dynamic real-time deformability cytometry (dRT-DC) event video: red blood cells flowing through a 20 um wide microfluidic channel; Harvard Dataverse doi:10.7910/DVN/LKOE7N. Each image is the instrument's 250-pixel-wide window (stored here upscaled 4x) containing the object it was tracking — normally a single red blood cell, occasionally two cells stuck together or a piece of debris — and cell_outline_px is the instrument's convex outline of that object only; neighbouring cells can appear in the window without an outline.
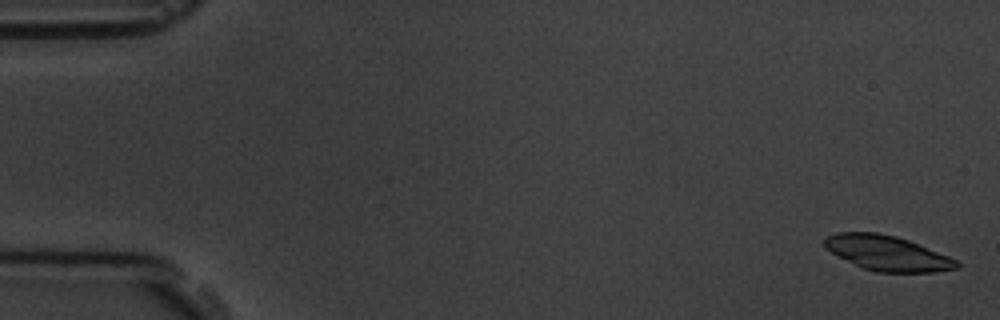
{"species": "common noctule bat (a hibernating species)", "species_latin": "Nyctalus noctula", "temperature_condition": "room temperature", "stored_images_in_passage": 3, "camera_frame_rate_fps": 3000, "um_per_image_px": 0.085, "animal": {"sex": "male", "body_mass_g": 19.5, "forearm_length_mm": 54.6}, "frame": {"image": 1, "passage_image": 1, "time_ms": 0.0, "image_size_px": [1000, 320], "cell_outline_px": [[960, 268], [932, 272], [876, 272], [864, 268], [832, 252], [824, 244], [824, 240], [828, 236], [836, 232], [876, 232], [896, 236], [908, 240], [948, 256], [956, 260], [960, 264]], "centroid_in_image_um": [75.45, 21.51], "position_along_channel_um": 9.5, "area_um2": 26.47}}